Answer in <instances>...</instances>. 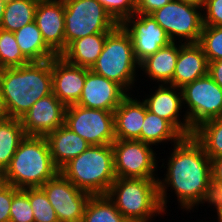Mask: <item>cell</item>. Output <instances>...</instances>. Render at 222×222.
I'll list each match as a JSON object with an SVG mask.
<instances>
[{"label":"cell","instance_id":"48","mask_svg":"<svg viewBox=\"0 0 222 222\" xmlns=\"http://www.w3.org/2000/svg\"><path fill=\"white\" fill-rule=\"evenodd\" d=\"M5 4H8V3H11L13 2L14 0H2Z\"/></svg>","mask_w":222,"mask_h":222},{"label":"cell","instance_id":"20","mask_svg":"<svg viewBox=\"0 0 222 222\" xmlns=\"http://www.w3.org/2000/svg\"><path fill=\"white\" fill-rule=\"evenodd\" d=\"M136 93H129L114 110L115 138L141 141L145 119V102Z\"/></svg>","mask_w":222,"mask_h":222},{"label":"cell","instance_id":"35","mask_svg":"<svg viewBox=\"0 0 222 222\" xmlns=\"http://www.w3.org/2000/svg\"><path fill=\"white\" fill-rule=\"evenodd\" d=\"M202 15L203 26H222V0H205Z\"/></svg>","mask_w":222,"mask_h":222},{"label":"cell","instance_id":"10","mask_svg":"<svg viewBox=\"0 0 222 222\" xmlns=\"http://www.w3.org/2000/svg\"><path fill=\"white\" fill-rule=\"evenodd\" d=\"M181 91L193 130L205 121L222 118V88L208 74L184 85Z\"/></svg>","mask_w":222,"mask_h":222},{"label":"cell","instance_id":"8","mask_svg":"<svg viewBox=\"0 0 222 222\" xmlns=\"http://www.w3.org/2000/svg\"><path fill=\"white\" fill-rule=\"evenodd\" d=\"M112 149L116 177L158 179L162 175L158 172V159L163 156L153 145L139 140L116 139Z\"/></svg>","mask_w":222,"mask_h":222},{"label":"cell","instance_id":"28","mask_svg":"<svg viewBox=\"0 0 222 222\" xmlns=\"http://www.w3.org/2000/svg\"><path fill=\"white\" fill-rule=\"evenodd\" d=\"M82 222H129L106 195H91L86 203Z\"/></svg>","mask_w":222,"mask_h":222},{"label":"cell","instance_id":"45","mask_svg":"<svg viewBox=\"0 0 222 222\" xmlns=\"http://www.w3.org/2000/svg\"><path fill=\"white\" fill-rule=\"evenodd\" d=\"M183 1H187V2H191L200 6H203L205 0H183Z\"/></svg>","mask_w":222,"mask_h":222},{"label":"cell","instance_id":"19","mask_svg":"<svg viewBox=\"0 0 222 222\" xmlns=\"http://www.w3.org/2000/svg\"><path fill=\"white\" fill-rule=\"evenodd\" d=\"M178 54L179 42H171L166 47L160 48L155 54L144 59L139 64V90L146 81L149 85L150 83L169 84L173 79ZM141 84L142 86H140Z\"/></svg>","mask_w":222,"mask_h":222},{"label":"cell","instance_id":"15","mask_svg":"<svg viewBox=\"0 0 222 222\" xmlns=\"http://www.w3.org/2000/svg\"><path fill=\"white\" fill-rule=\"evenodd\" d=\"M66 108L53 93L37 100L20 118L26 136H46L65 125Z\"/></svg>","mask_w":222,"mask_h":222},{"label":"cell","instance_id":"6","mask_svg":"<svg viewBox=\"0 0 222 222\" xmlns=\"http://www.w3.org/2000/svg\"><path fill=\"white\" fill-rule=\"evenodd\" d=\"M90 70L118 83L128 93L139 89V63L131 37L121 24L107 34L102 52Z\"/></svg>","mask_w":222,"mask_h":222},{"label":"cell","instance_id":"16","mask_svg":"<svg viewBox=\"0 0 222 222\" xmlns=\"http://www.w3.org/2000/svg\"><path fill=\"white\" fill-rule=\"evenodd\" d=\"M128 94L118 83L89 69L81 97L76 104L85 108L114 112Z\"/></svg>","mask_w":222,"mask_h":222},{"label":"cell","instance_id":"18","mask_svg":"<svg viewBox=\"0 0 222 222\" xmlns=\"http://www.w3.org/2000/svg\"><path fill=\"white\" fill-rule=\"evenodd\" d=\"M63 0H39L35 23L45 43L57 54L65 50V20Z\"/></svg>","mask_w":222,"mask_h":222},{"label":"cell","instance_id":"40","mask_svg":"<svg viewBox=\"0 0 222 222\" xmlns=\"http://www.w3.org/2000/svg\"><path fill=\"white\" fill-rule=\"evenodd\" d=\"M213 195L209 206H222V182H212Z\"/></svg>","mask_w":222,"mask_h":222},{"label":"cell","instance_id":"37","mask_svg":"<svg viewBox=\"0 0 222 222\" xmlns=\"http://www.w3.org/2000/svg\"><path fill=\"white\" fill-rule=\"evenodd\" d=\"M172 0H136L135 14L150 15L157 9L164 7Z\"/></svg>","mask_w":222,"mask_h":222},{"label":"cell","instance_id":"4","mask_svg":"<svg viewBox=\"0 0 222 222\" xmlns=\"http://www.w3.org/2000/svg\"><path fill=\"white\" fill-rule=\"evenodd\" d=\"M59 172L90 195H106L116 179L112 144L90 145Z\"/></svg>","mask_w":222,"mask_h":222},{"label":"cell","instance_id":"13","mask_svg":"<svg viewBox=\"0 0 222 222\" xmlns=\"http://www.w3.org/2000/svg\"><path fill=\"white\" fill-rule=\"evenodd\" d=\"M55 210L59 222H82L86 203L91 196L78 189L60 172L40 187Z\"/></svg>","mask_w":222,"mask_h":222},{"label":"cell","instance_id":"26","mask_svg":"<svg viewBox=\"0 0 222 222\" xmlns=\"http://www.w3.org/2000/svg\"><path fill=\"white\" fill-rule=\"evenodd\" d=\"M26 134L18 118L0 122V168L6 170Z\"/></svg>","mask_w":222,"mask_h":222},{"label":"cell","instance_id":"22","mask_svg":"<svg viewBox=\"0 0 222 222\" xmlns=\"http://www.w3.org/2000/svg\"><path fill=\"white\" fill-rule=\"evenodd\" d=\"M45 138L49 145L52 160L59 170L90 146L86 140L65 125L48 133Z\"/></svg>","mask_w":222,"mask_h":222},{"label":"cell","instance_id":"21","mask_svg":"<svg viewBox=\"0 0 222 222\" xmlns=\"http://www.w3.org/2000/svg\"><path fill=\"white\" fill-rule=\"evenodd\" d=\"M208 60L198 43H180L179 54L172 81L178 88L208 74Z\"/></svg>","mask_w":222,"mask_h":222},{"label":"cell","instance_id":"27","mask_svg":"<svg viewBox=\"0 0 222 222\" xmlns=\"http://www.w3.org/2000/svg\"><path fill=\"white\" fill-rule=\"evenodd\" d=\"M39 0H14L5 4L1 29L16 32L35 19Z\"/></svg>","mask_w":222,"mask_h":222},{"label":"cell","instance_id":"34","mask_svg":"<svg viewBox=\"0 0 222 222\" xmlns=\"http://www.w3.org/2000/svg\"><path fill=\"white\" fill-rule=\"evenodd\" d=\"M111 17L121 24L125 19L135 14L136 0H97Z\"/></svg>","mask_w":222,"mask_h":222},{"label":"cell","instance_id":"32","mask_svg":"<svg viewBox=\"0 0 222 222\" xmlns=\"http://www.w3.org/2000/svg\"><path fill=\"white\" fill-rule=\"evenodd\" d=\"M198 44L208 63L222 59V26H203Z\"/></svg>","mask_w":222,"mask_h":222},{"label":"cell","instance_id":"29","mask_svg":"<svg viewBox=\"0 0 222 222\" xmlns=\"http://www.w3.org/2000/svg\"><path fill=\"white\" fill-rule=\"evenodd\" d=\"M210 159L222 157V118L203 122L193 133Z\"/></svg>","mask_w":222,"mask_h":222},{"label":"cell","instance_id":"36","mask_svg":"<svg viewBox=\"0 0 222 222\" xmlns=\"http://www.w3.org/2000/svg\"><path fill=\"white\" fill-rule=\"evenodd\" d=\"M18 190L10 184L0 190V222H10V206Z\"/></svg>","mask_w":222,"mask_h":222},{"label":"cell","instance_id":"31","mask_svg":"<svg viewBox=\"0 0 222 222\" xmlns=\"http://www.w3.org/2000/svg\"><path fill=\"white\" fill-rule=\"evenodd\" d=\"M27 196L29 197L35 222H59L54 208L40 187L27 188Z\"/></svg>","mask_w":222,"mask_h":222},{"label":"cell","instance_id":"42","mask_svg":"<svg viewBox=\"0 0 222 222\" xmlns=\"http://www.w3.org/2000/svg\"><path fill=\"white\" fill-rule=\"evenodd\" d=\"M209 207L212 209L210 211H213L215 213L211 216L215 217L214 219L216 220V222H222V206H208V208Z\"/></svg>","mask_w":222,"mask_h":222},{"label":"cell","instance_id":"33","mask_svg":"<svg viewBox=\"0 0 222 222\" xmlns=\"http://www.w3.org/2000/svg\"><path fill=\"white\" fill-rule=\"evenodd\" d=\"M10 222H35L27 188L19 189L10 206Z\"/></svg>","mask_w":222,"mask_h":222},{"label":"cell","instance_id":"1","mask_svg":"<svg viewBox=\"0 0 222 222\" xmlns=\"http://www.w3.org/2000/svg\"><path fill=\"white\" fill-rule=\"evenodd\" d=\"M170 148L168 153H165L164 149L160 150L164 152L159 153L166 154V158L159 159V163L162 162L159 164V170L162 169L159 172L164 170L163 175L158 176V194L162 210L166 215H170L168 211L172 210L168 209L171 208L169 200L174 195L177 209L187 215L189 212L197 213L199 206H206L205 204L208 209L213 195L211 161L202 144L191 135L183 137Z\"/></svg>","mask_w":222,"mask_h":222},{"label":"cell","instance_id":"17","mask_svg":"<svg viewBox=\"0 0 222 222\" xmlns=\"http://www.w3.org/2000/svg\"><path fill=\"white\" fill-rule=\"evenodd\" d=\"M88 68L73 65L60 55L51 59L52 93L66 106L76 104L82 94Z\"/></svg>","mask_w":222,"mask_h":222},{"label":"cell","instance_id":"11","mask_svg":"<svg viewBox=\"0 0 222 222\" xmlns=\"http://www.w3.org/2000/svg\"><path fill=\"white\" fill-rule=\"evenodd\" d=\"M65 126L90 145H110L116 140L114 112L111 111L72 104L66 108Z\"/></svg>","mask_w":222,"mask_h":222},{"label":"cell","instance_id":"25","mask_svg":"<svg viewBox=\"0 0 222 222\" xmlns=\"http://www.w3.org/2000/svg\"><path fill=\"white\" fill-rule=\"evenodd\" d=\"M14 35L23 56L29 62H43L57 56L45 43L35 21L14 32Z\"/></svg>","mask_w":222,"mask_h":222},{"label":"cell","instance_id":"9","mask_svg":"<svg viewBox=\"0 0 222 222\" xmlns=\"http://www.w3.org/2000/svg\"><path fill=\"white\" fill-rule=\"evenodd\" d=\"M150 16L172 42L198 43L203 28L202 6L183 0H172Z\"/></svg>","mask_w":222,"mask_h":222},{"label":"cell","instance_id":"38","mask_svg":"<svg viewBox=\"0 0 222 222\" xmlns=\"http://www.w3.org/2000/svg\"><path fill=\"white\" fill-rule=\"evenodd\" d=\"M208 75L222 88V59L209 62Z\"/></svg>","mask_w":222,"mask_h":222},{"label":"cell","instance_id":"2","mask_svg":"<svg viewBox=\"0 0 222 222\" xmlns=\"http://www.w3.org/2000/svg\"><path fill=\"white\" fill-rule=\"evenodd\" d=\"M51 93V60L2 69L1 94L10 118L20 119L37 100Z\"/></svg>","mask_w":222,"mask_h":222},{"label":"cell","instance_id":"23","mask_svg":"<svg viewBox=\"0 0 222 222\" xmlns=\"http://www.w3.org/2000/svg\"><path fill=\"white\" fill-rule=\"evenodd\" d=\"M108 33H96L72 41L60 54L67 62L91 69L100 56Z\"/></svg>","mask_w":222,"mask_h":222},{"label":"cell","instance_id":"30","mask_svg":"<svg viewBox=\"0 0 222 222\" xmlns=\"http://www.w3.org/2000/svg\"><path fill=\"white\" fill-rule=\"evenodd\" d=\"M23 56L13 32L0 29V69L29 64Z\"/></svg>","mask_w":222,"mask_h":222},{"label":"cell","instance_id":"12","mask_svg":"<svg viewBox=\"0 0 222 222\" xmlns=\"http://www.w3.org/2000/svg\"><path fill=\"white\" fill-rule=\"evenodd\" d=\"M144 87L149 92H139L137 89L136 94H141L139 96L145 102L148 111L169 121L184 137L193 135L194 130L184 111L181 88L170 84H151L149 87L153 89L148 88V84L144 85L143 89Z\"/></svg>","mask_w":222,"mask_h":222},{"label":"cell","instance_id":"5","mask_svg":"<svg viewBox=\"0 0 222 222\" xmlns=\"http://www.w3.org/2000/svg\"><path fill=\"white\" fill-rule=\"evenodd\" d=\"M107 196L129 222H154L166 216L159 202L158 179L116 177Z\"/></svg>","mask_w":222,"mask_h":222},{"label":"cell","instance_id":"3","mask_svg":"<svg viewBox=\"0 0 222 222\" xmlns=\"http://www.w3.org/2000/svg\"><path fill=\"white\" fill-rule=\"evenodd\" d=\"M5 171L8 184L18 189L41 187L59 173L45 136H25Z\"/></svg>","mask_w":222,"mask_h":222},{"label":"cell","instance_id":"46","mask_svg":"<svg viewBox=\"0 0 222 222\" xmlns=\"http://www.w3.org/2000/svg\"><path fill=\"white\" fill-rule=\"evenodd\" d=\"M211 218H213V220L211 219ZM206 219L208 220V219H210L209 221L210 222H216V220L214 219V217H209L208 216V218L207 217H203V219L201 220L200 218L199 219H197L198 221L197 222H209V221H206ZM199 220H201V221H199ZM204 220V221H203ZM190 222V221H189ZM196 222V221H195Z\"/></svg>","mask_w":222,"mask_h":222},{"label":"cell","instance_id":"14","mask_svg":"<svg viewBox=\"0 0 222 222\" xmlns=\"http://www.w3.org/2000/svg\"><path fill=\"white\" fill-rule=\"evenodd\" d=\"M121 25L131 37L134 56L139 64L172 42L150 15L134 14L125 19Z\"/></svg>","mask_w":222,"mask_h":222},{"label":"cell","instance_id":"47","mask_svg":"<svg viewBox=\"0 0 222 222\" xmlns=\"http://www.w3.org/2000/svg\"><path fill=\"white\" fill-rule=\"evenodd\" d=\"M1 86H2V69H0V93H1Z\"/></svg>","mask_w":222,"mask_h":222},{"label":"cell","instance_id":"41","mask_svg":"<svg viewBox=\"0 0 222 222\" xmlns=\"http://www.w3.org/2000/svg\"><path fill=\"white\" fill-rule=\"evenodd\" d=\"M10 118V115L8 113L5 99L3 95L0 93V122L5 121Z\"/></svg>","mask_w":222,"mask_h":222},{"label":"cell","instance_id":"39","mask_svg":"<svg viewBox=\"0 0 222 222\" xmlns=\"http://www.w3.org/2000/svg\"><path fill=\"white\" fill-rule=\"evenodd\" d=\"M211 161V182H222V157L212 158Z\"/></svg>","mask_w":222,"mask_h":222},{"label":"cell","instance_id":"7","mask_svg":"<svg viewBox=\"0 0 222 222\" xmlns=\"http://www.w3.org/2000/svg\"><path fill=\"white\" fill-rule=\"evenodd\" d=\"M65 49L74 40L109 33L118 23L97 0H63Z\"/></svg>","mask_w":222,"mask_h":222},{"label":"cell","instance_id":"43","mask_svg":"<svg viewBox=\"0 0 222 222\" xmlns=\"http://www.w3.org/2000/svg\"><path fill=\"white\" fill-rule=\"evenodd\" d=\"M8 185L6 171L0 168V190Z\"/></svg>","mask_w":222,"mask_h":222},{"label":"cell","instance_id":"24","mask_svg":"<svg viewBox=\"0 0 222 222\" xmlns=\"http://www.w3.org/2000/svg\"><path fill=\"white\" fill-rule=\"evenodd\" d=\"M141 128V141L155 147L158 146L157 148L160 147L158 151L166 148L165 146L169 142L173 146L184 137L169 121L148 111L146 104L145 119Z\"/></svg>","mask_w":222,"mask_h":222},{"label":"cell","instance_id":"44","mask_svg":"<svg viewBox=\"0 0 222 222\" xmlns=\"http://www.w3.org/2000/svg\"><path fill=\"white\" fill-rule=\"evenodd\" d=\"M4 9H5V3L0 0V29L3 21V16H4Z\"/></svg>","mask_w":222,"mask_h":222}]
</instances>
